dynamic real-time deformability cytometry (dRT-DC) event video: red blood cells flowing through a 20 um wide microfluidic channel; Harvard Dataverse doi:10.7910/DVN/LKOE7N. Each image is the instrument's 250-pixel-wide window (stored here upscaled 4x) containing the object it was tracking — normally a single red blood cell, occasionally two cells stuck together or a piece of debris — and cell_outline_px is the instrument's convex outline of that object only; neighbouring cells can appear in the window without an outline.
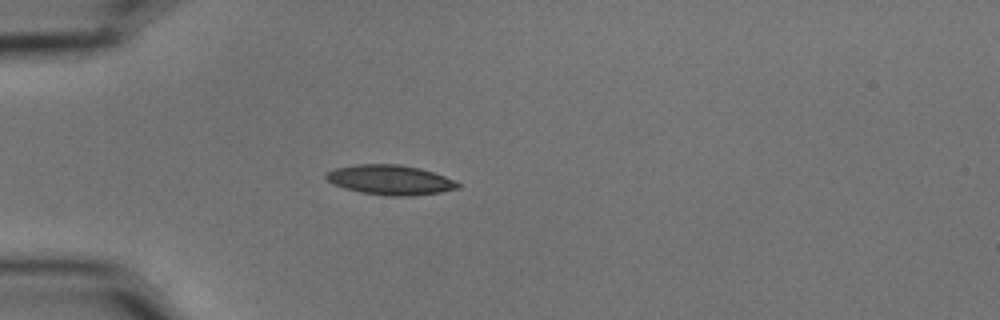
{"species": "common noctule bat (a hibernating species)", "species_latin": "Nyctalus noctula", "temperature_condition": "cold", "stored_images_in_passage": 1, "camera_frame_rate_fps": 3000, "um_per_image_px": 0.085, "animal": {"sex": "male", "body_mass_g": 15.6}, "frame": {"image": 1, "passage_image": 1, "time_ms": 0.0, "image_size_px": [1000, 320], "cell_outline_px": [[460, 188], [440, 192], [412, 196], [388, 196], [360, 192], [344, 188], [332, 184], [324, 176], [324, 172], [332, 168], [356, 164], [400, 164], [420, 168], [444, 176], [460, 184]], "centroid_in_image_um": [33.1, 15.28], "position_along_channel_um": 51.9, "area_um2": 23.06}}